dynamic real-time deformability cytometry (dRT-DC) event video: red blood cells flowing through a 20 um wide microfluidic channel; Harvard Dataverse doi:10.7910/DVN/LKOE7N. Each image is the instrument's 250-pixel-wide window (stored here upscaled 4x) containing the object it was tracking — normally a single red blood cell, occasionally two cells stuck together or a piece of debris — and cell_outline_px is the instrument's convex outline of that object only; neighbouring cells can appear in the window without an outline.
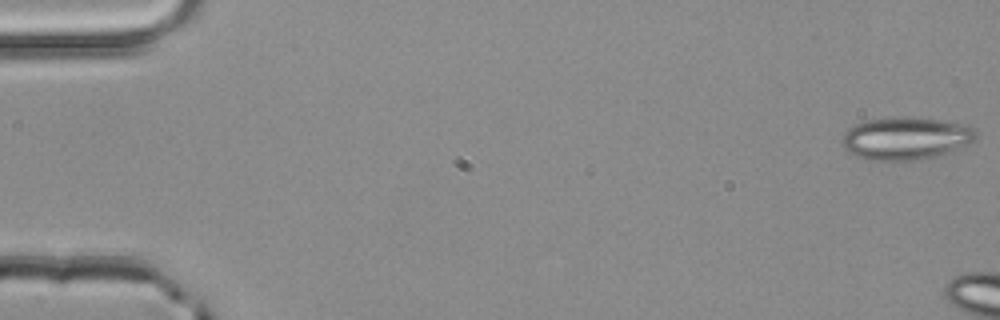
{"species": "common noctule bat (a hibernating species)", "species_latin": "Nyctalus noctula", "temperature_condition": "room temperature", "stored_images_in_passage": 6, "camera_frame_rate_fps": 3000, "um_per_image_px": 0.085, "animal": {"sex": "male", "body_mass_g": 20.4}, "frame": {"image": 1, "passage_image": 1, "time_ms": 0.0, "image_size_px": [1000, 320], "cell_outline_px": [[976, 140], [968, 144], [936, 156], [924, 160], [872, 160], [856, 156], [848, 152], [844, 148], [840, 140], [844, 132], [848, 128], [856, 124], [868, 120], [892, 116], [912, 116], [944, 120], [968, 124], [976, 128]], "centroid_in_image_um": [77.0, 11.73], "position_along_channel_um": 8.0, "area_um2": 33.87}}